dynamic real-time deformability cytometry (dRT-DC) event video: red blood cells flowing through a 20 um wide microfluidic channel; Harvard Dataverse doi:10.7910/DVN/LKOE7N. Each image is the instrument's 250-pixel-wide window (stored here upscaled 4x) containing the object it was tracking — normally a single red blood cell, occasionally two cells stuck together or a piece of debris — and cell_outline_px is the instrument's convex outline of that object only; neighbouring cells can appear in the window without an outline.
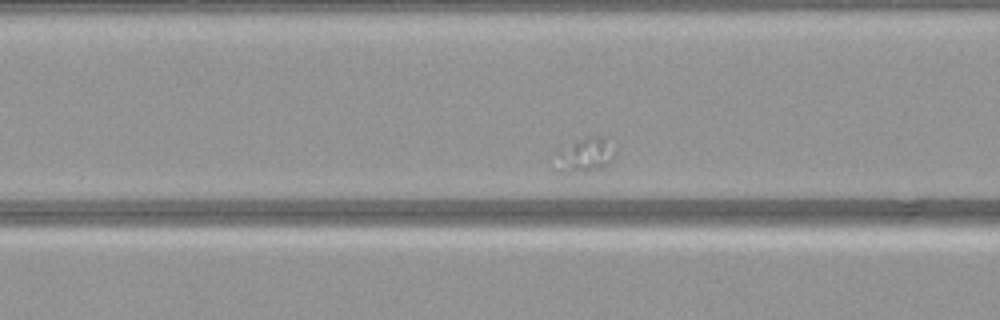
{"species": "common noctule bat (a hibernating species)", "species_latin": "Nyctalus noctula", "temperature_condition": "warm", "stored_images_in_passage": 16, "camera_frame_rate_fps": 3000, "um_per_image_px": 0.085, "animal": {"sex": "female", "body_mass_g": 21.9}, "frame": {"image": 1, "passage_image": 13, "time_ms": 4.0, "image_size_px": [1000, 320], "cell_outline_px": [[616, 152], [612, 160], [608, 164], [600, 168], [584, 172], [568, 172], [556, 152], [560, 148], [584, 136], [604, 136]], "centroid_in_image_um": [49.86, 13.09], "position_along_channel_um": 116.7, "area_um2": 11.27}}